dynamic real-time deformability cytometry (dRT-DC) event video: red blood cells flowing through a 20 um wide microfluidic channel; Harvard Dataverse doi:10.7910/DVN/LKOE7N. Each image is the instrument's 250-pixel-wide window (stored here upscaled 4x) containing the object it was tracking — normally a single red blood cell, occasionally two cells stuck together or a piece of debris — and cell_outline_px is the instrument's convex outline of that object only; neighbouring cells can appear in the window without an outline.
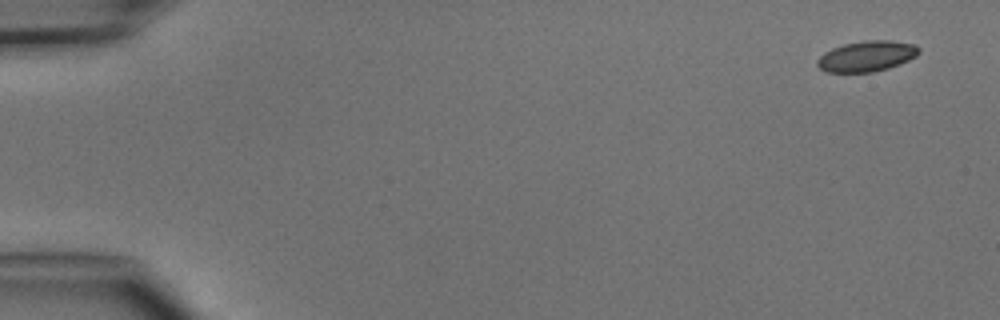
{"species": "common noctule bat (a hibernating species)", "species_latin": "Nyctalus noctula", "temperature_condition": "cold", "stored_images_in_passage": 5, "camera_frame_rate_fps": 3000, "um_per_image_px": 0.085, "animal": {"sex": "male", "body_mass_g": 15.6}, "frame": {"image": 1, "passage_image": 1, "time_ms": 0.0, "image_size_px": [1000, 320], "cell_outline_px": [[920, 52], [916, 56], [900, 64], [888, 68], [872, 72], [828, 72], [820, 68], [816, 64], [816, 60], [824, 52], [832, 48], [844, 44], [864, 40], [892, 40], [912, 44], [920, 48]], "centroid_in_image_um": [73.66, 4.77], "position_along_channel_um": 11.3, "area_um2": 18.15}}
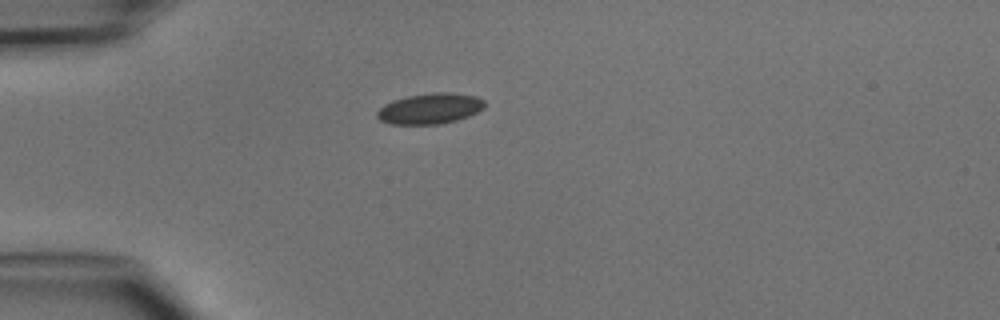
{"frame": {"image": 2, "passage_image": 4, "time_ms": 3.667, "image_size_px": [1000, 320], "cell_outline_px": [[484, 108], [468, 116], [456, 120], [440, 124], [392, 124], [380, 120], [376, 116], [376, 112], [384, 104], [392, 100], [408, 96], [432, 92], [452, 92], [476, 96], [484, 100]], "centroid_in_image_um": [36.54, 9.22], "position_along_channel_um": 48.5, "area_um2": 19.25}}